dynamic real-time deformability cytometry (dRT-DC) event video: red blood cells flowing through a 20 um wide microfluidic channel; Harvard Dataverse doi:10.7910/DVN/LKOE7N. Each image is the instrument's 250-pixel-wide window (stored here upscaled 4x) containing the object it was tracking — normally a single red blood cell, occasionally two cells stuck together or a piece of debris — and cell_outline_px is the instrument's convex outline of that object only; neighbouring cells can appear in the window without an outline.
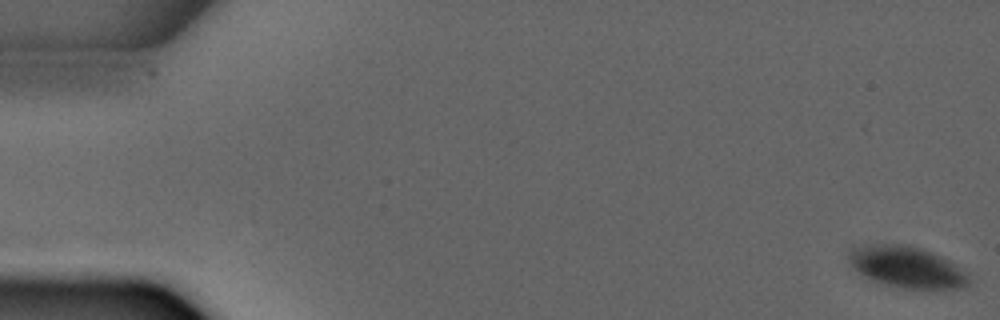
{"species": "common noctule bat (a hibernating species)", "species_latin": "Nyctalus noctula", "temperature_condition": "warm", "stored_images_in_passage": 7, "camera_frame_rate_fps": 3000, "um_per_image_px": 0.085, "animal": {"sex": "male", "forearm_length_mm": 52.5}, "frame": {"image": 1, "passage_image": 1, "time_ms": 0.0, "image_size_px": [1000, 320], "cell_outline_px": [[972, 284], [964, 288], [904, 288], [884, 284], [872, 280], [864, 276], [848, 260], [848, 248], [868, 244], [908, 244], [932, 252], [956, 264], [968, 272], [972, 280]], "centroid_in_image_um": [77.12, 22.69], "position_along_channel_um": 7.9, "area_um2": 29.19}}
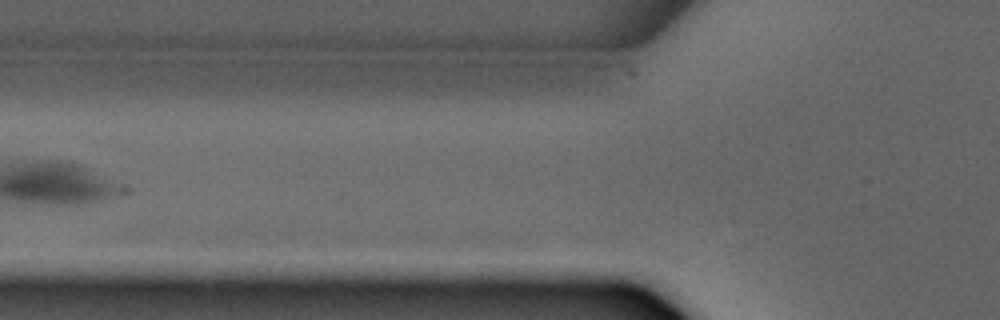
{"frame": {"image": 2, "passage_image": 6, "time_ms": 5.667, "image_size_px": [1000, 320], "cell_outline_px": [[600, 96], [556, 104], [480, 108], [416, 104], [384, 100], [364, 96], [360, 92], [372, 88], [568, 84], [596, 88], [600, 92]], "centroid_in_image_um": [41.25, 8.09], "position_along_channel_um": 84.6, "area_um2": 29.88}}